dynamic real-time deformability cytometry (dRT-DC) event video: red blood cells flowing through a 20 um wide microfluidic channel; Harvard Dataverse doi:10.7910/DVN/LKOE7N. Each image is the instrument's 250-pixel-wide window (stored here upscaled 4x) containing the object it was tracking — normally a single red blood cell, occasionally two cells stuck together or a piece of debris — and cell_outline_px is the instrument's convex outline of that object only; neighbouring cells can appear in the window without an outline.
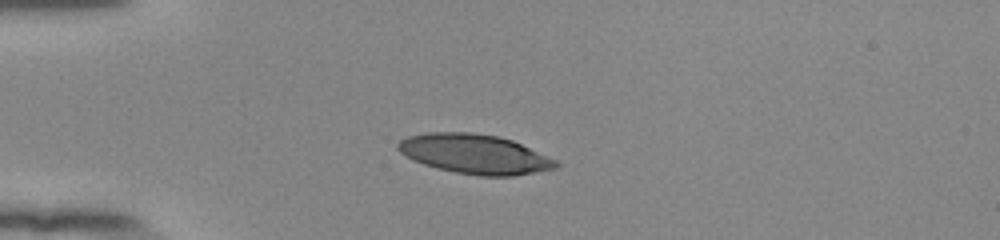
{"species": "human", "species_latin": "Homo sapiens", "temperature_condition": "room temperature", "stored_images_in_passage": 40, "camera_frame_rate_fps": 3000, "um_per_image_px": 0.085, "donor": {"sex": "female"}, "frame": {"image": 1, "passage_image": 1, "time_ms": 0.0, "image_size_px": [1000, 240], "cell_outline_px": [[560, 164], [556, 168], [512, 176], [480, 176], [456, 172], [436, 168], [412, 160], [400, 152], [396, 148], [396, 144], [400, 140], [408, 136], [428, 132], [472, 132], [500, 136], [512, 140], [556, 160]], "centroid_in_image_um": [40.31, 13.08], "position_along_channel_um": 44.7, "area_um2": 36.36}}
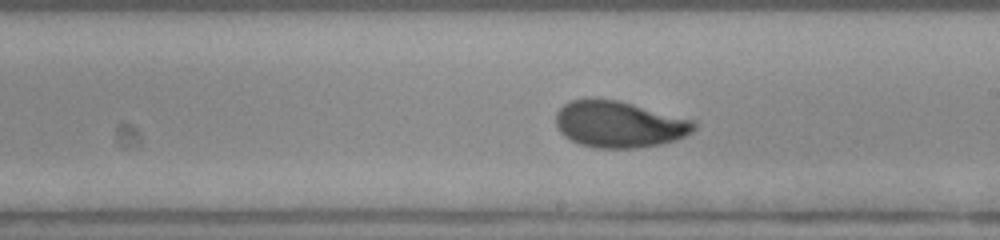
{"frame": {"image": 2, "passage_image": 18, "time_ms": 5.667, "image_size_px": [1000, 240], "cell_outline_px": [[696, 128], [692, 132], [676, 140], [660, 144], [636, 148], [596, 148], [580, 144], [564, 136], [560, 132], [556, 124], [556, 112], [564, 104], [572, 100], [584, 96], [596, 96], [616, 100], [696, 120]], "centroid_in_image_um": [52.6, 10.54], "position_along_channel_um": 236.4, "area_um2": 37.92}}
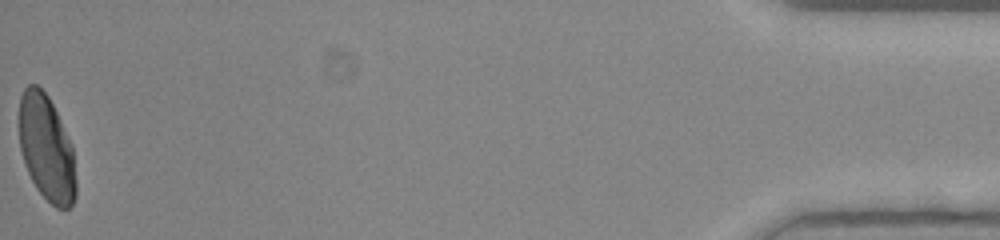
{"frame": {"image": 3, "passage_image": 40, "time_ms": 13.0, "image_size_px": [1000, 240], "cell_outline_px": [[76, 196], [72, 204], [68, 208], [56, 208], [36, 188], [24, 164], [20, 148], [20, 96], [24, 88], [28, 84], [36, 84], [48, 96], [72, 144], [76, 180]], "centroid_in_image_um": [3.96, 12.6], "position_along_channel_um": 431.2, "area_um2": 34.85}, "authors_computed_cell_mechanics": {"area_um2": 36.8475, "velocity_mm_per_s": 3.885, "shape_relaxation_time_tau1_ms": 7.5452, "shape_relaxation_time_tau2_ms": 0.8834, "deformation_change_tau1": 0.2428, "deformation_change_tau2": 0.0578}}